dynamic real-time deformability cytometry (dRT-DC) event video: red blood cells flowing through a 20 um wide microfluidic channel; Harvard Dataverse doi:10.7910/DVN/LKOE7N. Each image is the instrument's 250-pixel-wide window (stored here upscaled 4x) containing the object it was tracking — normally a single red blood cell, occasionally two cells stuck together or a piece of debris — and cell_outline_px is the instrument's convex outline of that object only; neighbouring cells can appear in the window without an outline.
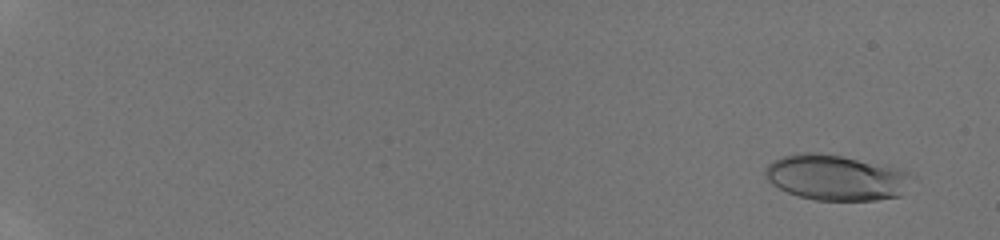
{"species": "human", "species_latin": "Homo sapiens", "temperature_condition": "room temperature", "stored_images_in_passage": 48, "camera_frame_rate_fps": 3000, "um_per_image_px": 0.085, "donor": {"sex": "male"}, "frame": {"image": 1, "passage_image": 4, "time_ms": 1.0, "image_size_px": [1000, 240], "cell_outline_px": [[916, 176], [900, 196], [876, 200], [816, 200], [800, 196], [788, 192], [772, 184], [768, 180], [764, 172], [764, 168], [768, 164], [784, 156], [804, 152], [816, 152], [840, 156], [884, 164], [900, 168]], "centroid_in_image_um": [71.12, 15.09], "position_along_channel_um": 13.9, "area_um2": 38.96}}
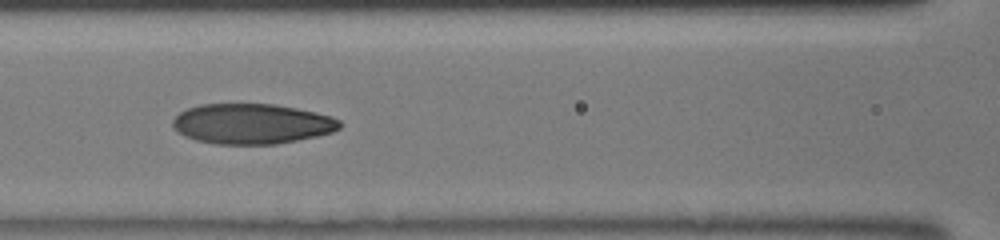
{"frame": {"image": 2, "passage_image": 26, "time_ms": 8.333, "image_size_px": [1000, 240], "cell_outline_px": [[344, 124], [340, 128], [332, 132], [316, 136], [276, 144], [216, 144], [196, 140], [184, 136], [172, 124], [172, 120], [180, 112], [188, 108], [200, 104], [276, 104], [316, 112], [332, 116], [340, 120]], "centroid_in_image_um": [21.44, 10.52], "position_along_channel_um": 145.2, "area_um2": 39.19}}
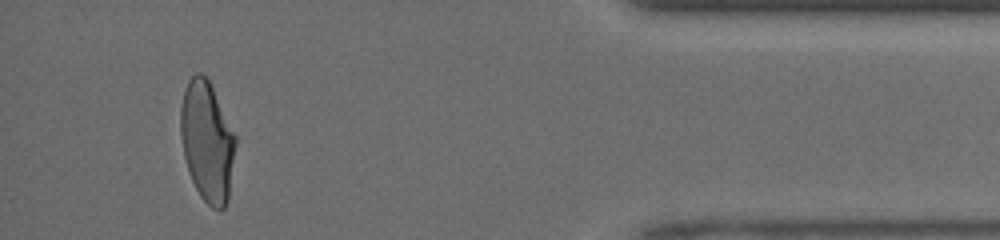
{"frame": {"image": 3, "passage_image": 46, "time_ms": 15.0, "image_size_px": [1000, 240], "cell_outline_px": [[236, 144], [228, 200], [224, 208], [212, 208], [200, 196], [192, 180], [184, 156], [180, 132], [180, 108], [184, 88], [188, 80], [196, 72], [200, 72], [208, 80], [236, 136]], "centroid_in_image_um": [17.59, 12.01], "position_along_channel_um": 417.6, "area_um2": 38.15}}